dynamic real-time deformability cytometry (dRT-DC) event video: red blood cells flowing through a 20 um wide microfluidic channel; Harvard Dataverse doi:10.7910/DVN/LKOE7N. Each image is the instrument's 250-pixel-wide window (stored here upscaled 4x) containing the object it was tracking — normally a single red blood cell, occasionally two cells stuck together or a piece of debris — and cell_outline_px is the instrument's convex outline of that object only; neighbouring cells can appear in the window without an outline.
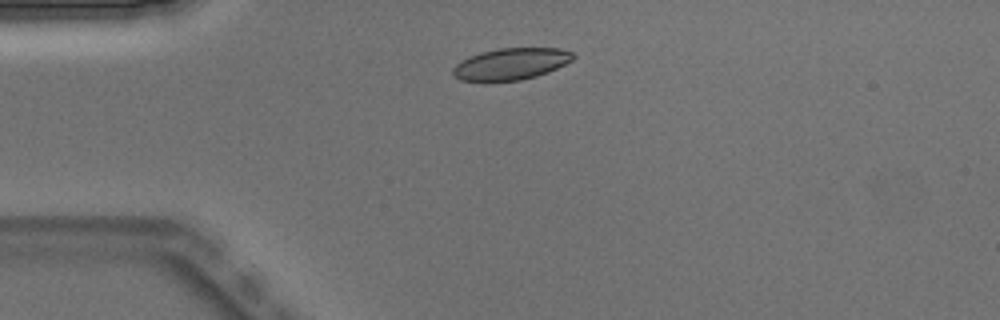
{"species": "Egyptian fruit bat (a non-hibernating species)", "species_latin": "Rousettus aegyptiacus", "temperature_condition": "warm", "stored_images_in_passage": 4, "camera_frame_rate_fps": 3000, "um_per_image_px": 0.085, "animal": {"sex": "male"}, "frame": {"image": 1, "passage_image": 1, "time_ms": 0.0, "image_size_px": [1000, 320], "cell_outline_px": [[576, 56], [572, 60], [548, 72], [536, 76], [520, 80], [488, 84], [484, 84], [460, 80], [452, 72], [452, 68], [456, 64], [468, 56], [480, 52], [500, 48], [560, 48], [572, 52]], "centroid_in_image_um": [43.37, 5.47], "position_along_channel_um": 41.6, "area_um2": 22.83}}